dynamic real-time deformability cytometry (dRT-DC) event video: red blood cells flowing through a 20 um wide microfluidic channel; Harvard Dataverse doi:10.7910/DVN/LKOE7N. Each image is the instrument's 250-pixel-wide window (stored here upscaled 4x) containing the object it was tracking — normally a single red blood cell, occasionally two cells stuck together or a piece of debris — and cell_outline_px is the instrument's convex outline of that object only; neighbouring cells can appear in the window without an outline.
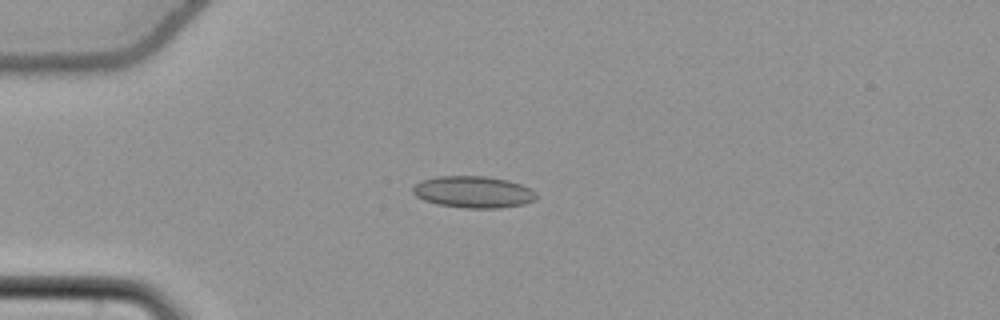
{"species": "common noctule bat (a hibernating species)", "species_latin": "Nyctalus noctula", "temperature_condition": "cold", "stored_images_in_passage": 41, "camera_frame_rate_fps": 3000, "um_per_image_px": 0.085, "animal": {"sex": "female", "body_mass_g": 22.7, "forearm_length_mm": 54.2}, "frame": {"image": 1, "passage_image": 1, "time_ms": 0.0, "image_size_px": [1000, 320], "cell_outline_px": [[536, 200], [524, 204], [500, 208], [464, 208], [436, 204], [424, 200], [416, 196], [412, 192], [412, 188], [420, 180], [440, 176], [484, 176], [508, 180], [520, 184], [536, 192]], "centroid_in_image_um": [40.22, 16.32], "position_along_channel_um": 44.8, "area_um2": 22.89}}
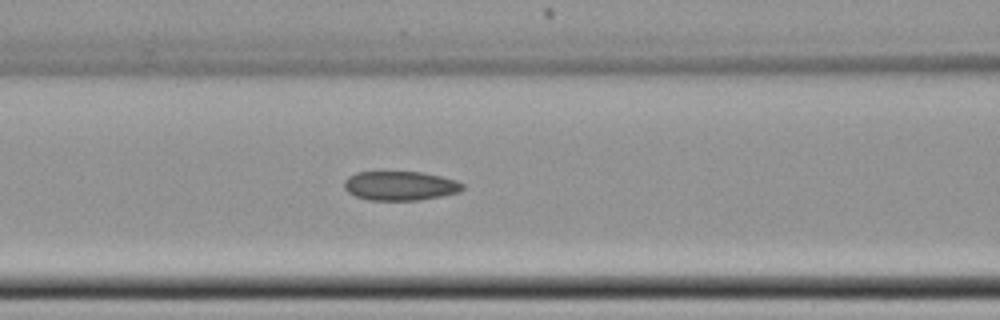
{"frame": {"image": 2, "passage_image": 10, "time_ms": 3.0, "image_size_px": [1000, 320], "cell_outline_px": [[464, 188], [460, 192], [420, 200], [368, 200], [356, 196], [348, 192], [344, 188], [344, 180], [348, 176], [356, 172], [420, 172], [440, 176], [456, 180], [464, 184]], "centroid_in_image_um": [34.01, 15.79], "position_along_channel_um": 132.6, "area_um2": 20.17}}
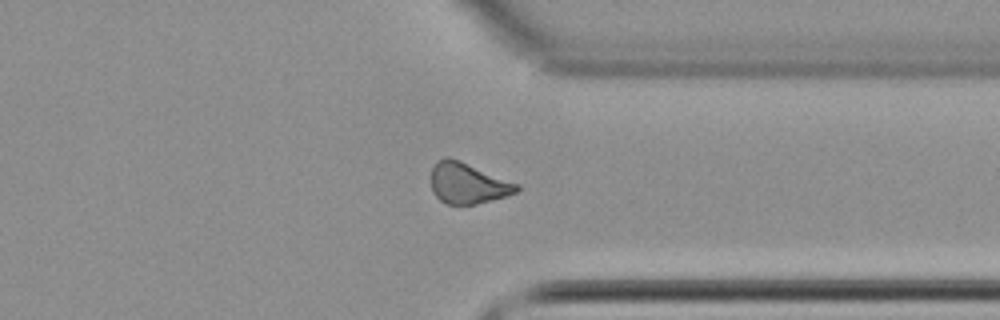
{"frame": {"image": 3, "passage_image": 29, "time_ms": 9.333, "image_size_px": [1000, 320], "cell_outline_px": [[520, 188], [516, 192], [504, 196], [476, 204], [444, 204], [432, 192], [432, 168], [436, 160], [444, 156], [448, 156], [460, 160], [520, 184]], "centroid_in_image_um": [39.74, 15.55], "position_along_channel_um": 371.7, "area_um2": 20.46}, "authors_computed_cell_mechanics": {"area_um2": 20.23, "velocity_mm_per_s": 3.7863, "shape_relaxation_time_tau1_ms": null, "shape_relaxation_time_tau2_ms": 6.4754, "deformation_change_tau1": null, "deformation_change_tau2": 0.1093}}